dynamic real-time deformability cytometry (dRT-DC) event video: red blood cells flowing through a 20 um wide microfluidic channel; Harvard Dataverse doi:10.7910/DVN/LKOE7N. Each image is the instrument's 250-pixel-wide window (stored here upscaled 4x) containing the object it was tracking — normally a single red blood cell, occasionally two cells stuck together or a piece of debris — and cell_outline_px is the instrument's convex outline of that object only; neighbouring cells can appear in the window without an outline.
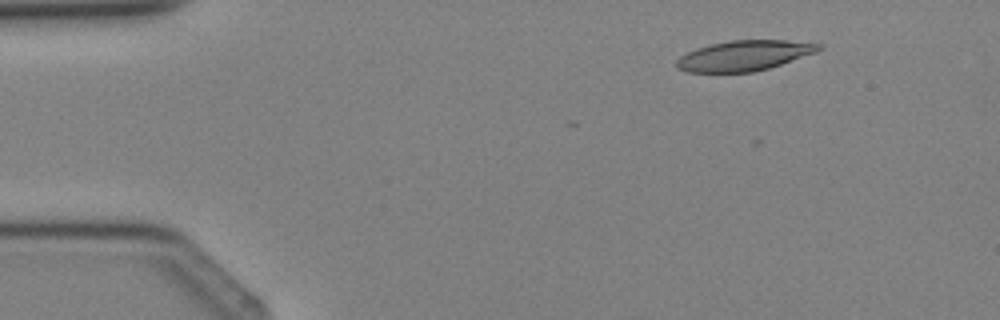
{"species": "Egyptian fruit bat (a non-hibernating species)", "species_latin": "Rousettus aegyptiacus", "temperature_condition": "cold", "stored_images_in_passage": 3, "camera_frame_rate_fps": 3000, "um_per_image_px": 0.085, "animal": {"sex": "female"}, "frame": {"image": 1, "passage_image": 2, "time_ms": 1.0, "image_size_px": [1000, 320], "cell_outline_px": [[824, 48], [816, 52], [768, 68], [752, 72], [688, 72], [676, 68], [676, 60], [680, 56], [696, 48], [728, 40], [784, 40], [820, 44]], "centroid_in_image_um": [63.22, 4.72], "position_along_channel_um": 21.8, "area_um2": 24.85}}